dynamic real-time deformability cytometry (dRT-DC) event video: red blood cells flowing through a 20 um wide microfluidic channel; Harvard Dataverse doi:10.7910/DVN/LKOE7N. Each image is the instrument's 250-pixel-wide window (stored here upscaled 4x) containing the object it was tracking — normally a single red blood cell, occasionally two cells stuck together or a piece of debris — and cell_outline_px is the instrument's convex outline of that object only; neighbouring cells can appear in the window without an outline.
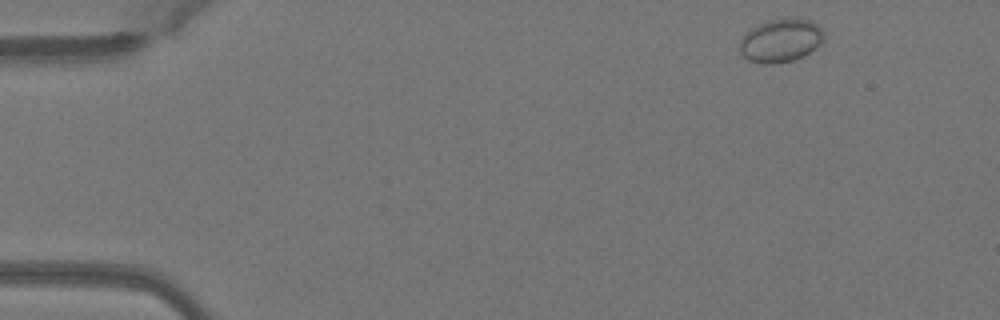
{"species": "Egyptian fruit bat (a non-hibernating species)", "species_latin": "Rousettus aegyptiacus", "temperature_condition": "warm", "stored_images_in_passage": 47, "camera_frame_rate_fps": 3000, "um_per_image_px": 0.085, "animal": {"sex": "female"}, "frame": {"image": 1, "passage_image": 2, "time_ms": 0.333, "image_size_px": [1000, 320], "cell_outline_px": [[824, 36], [820, 44], [816, 48], [792, 60], [776, 64], [760, 64], [748, 60], [740, 52], [740, 40], [752, 28], [768, 20], [788, 16], [796, 16], [812, 20], [824, 32]], "centroid_in_image_um": [66.38, 3.41], "position_along_channel_um": 18.6, "area_um2": 21.44}}
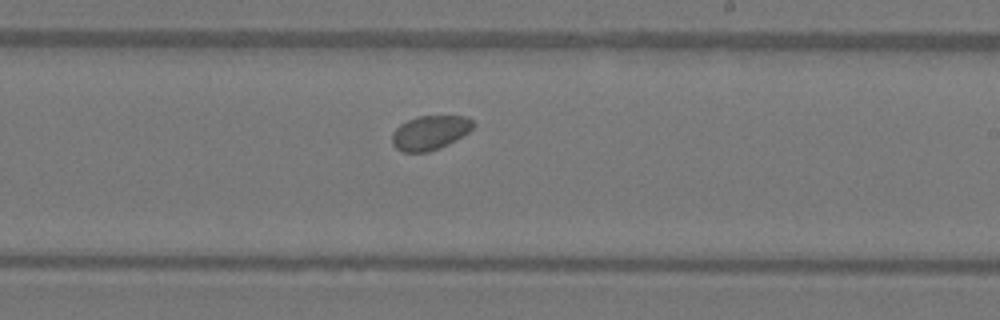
{"frame": {"image": 2, "passage_image": 27, "time_ms": 8.667, "image_size_px": [1000, 320], "cell_outline_px": [[476, 124], [468, 132], [456, 140], [440, 148], [428, 152], [404, 152], [396, 148], [392, 144], [392, 132], [400, 124], [416, 116], [468, 116]], "centroid_in_image_um": [36.55, 11.27], "position_along_channel_um": 252.4, "area_um2": 16.3}}
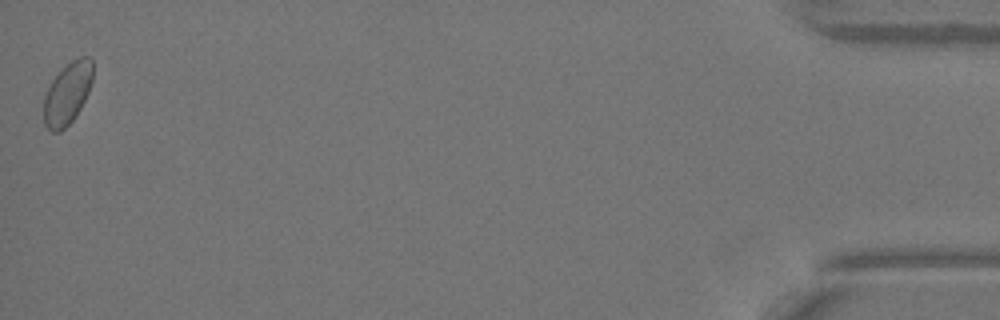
{"frame": {"image": 3, "passage_image": 47, "time_ms": 15.333, "image_size_px": [1000, 320], "cell_outline_px": [[92, 80], [88, 92], [76, 116], [60, 132], [52, 132], [44, 124], [44, 96], [52, 80], [72, 60], [80, 56], [88, 56], [92, 60]], "centroid_in_image_um": [5.73, 7.95], "position_along_channel_um": 429.5, "area_um2": 17.4}}